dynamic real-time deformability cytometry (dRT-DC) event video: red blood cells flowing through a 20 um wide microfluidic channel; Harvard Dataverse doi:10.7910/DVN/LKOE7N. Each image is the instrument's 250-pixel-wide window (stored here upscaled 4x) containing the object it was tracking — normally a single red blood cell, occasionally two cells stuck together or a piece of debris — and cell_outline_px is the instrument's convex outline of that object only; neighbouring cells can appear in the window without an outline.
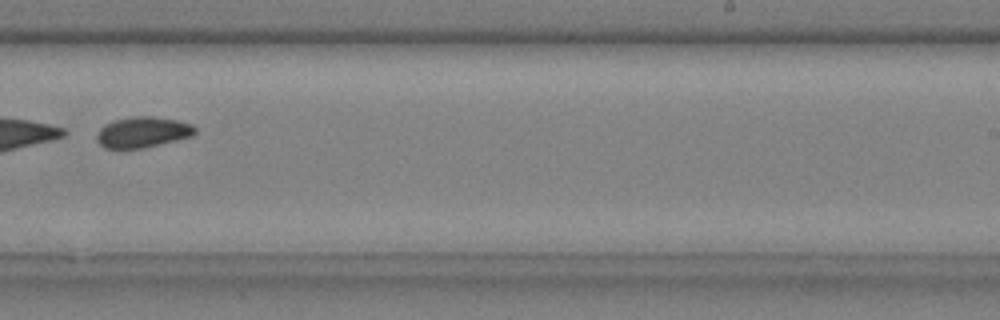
{"species": "common noctule bat (a hibernating species)", "species_latin": "Nyctalus noctula", "temperature_condition": "cold", "stored_images_in_passage": 8, "camera_frame_rate_fps": 3000, "um_per_image_px": 0.085, "animal": {"sex": "male", "body_mass_g": 20.4}, "frame": {"image": 1, "passage_image": 8, "time_ms": 2.333, "image_size_px": [1000, 320], "cell_outline_px": [[196, 132], [192, 136], [144, 148], [104, 148], [96, 140], [96, 132], [104, 124], [116, 120], [136, 116], [152, 116], [176, 120], [192, 124], [196, 128]], "centroid_in_image_um": [12.11, 11.24], "position_along_channel_um": 276.9, "area_um2": 17.57}}